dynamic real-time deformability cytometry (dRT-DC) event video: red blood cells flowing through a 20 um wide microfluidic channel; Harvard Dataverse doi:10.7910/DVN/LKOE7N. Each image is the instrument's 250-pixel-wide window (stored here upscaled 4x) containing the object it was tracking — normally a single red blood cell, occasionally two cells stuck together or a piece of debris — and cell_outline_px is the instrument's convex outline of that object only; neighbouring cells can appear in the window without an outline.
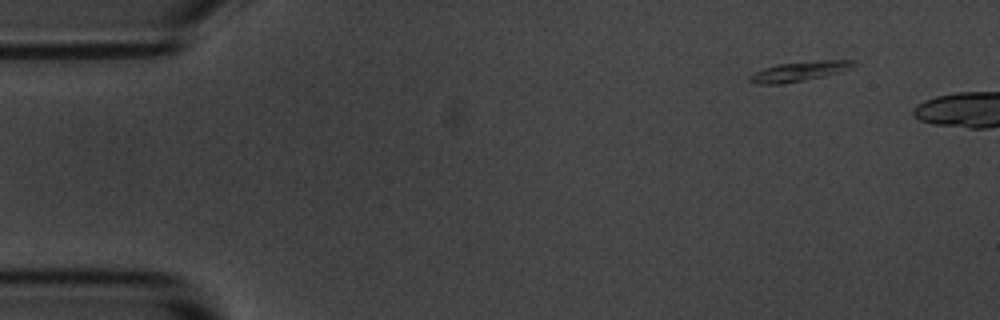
{"species": "common noctule bat (a hibernating species)", "species_latin": "Nyctalus noctula", "temperature_condition": "room temperature", "stored_images_in_passage": 2, "camera_frame_rate_fps": 3000, "um_per_image_px": 0.085, "animal": {"sex": "male", "body_mass_g": 20.1, "forearm_length_mm": 53.5}, "frame": {"image": 1, "passage_image": 1, "time_ms": 0.0, "image_size_px": [1000, 320], "cell_outline_px": [[860, 64], [852, 68], [840, 72], [804, 80], [780, 84], [756, 84], [748, 80], [748, 76], [764, 68], [776, 64], [816, 60], [856, 60]], "centroid_in_image_um": [67.99, 6.05], "position_along_channel_um": 17.0, "area_um2": 12.08}}